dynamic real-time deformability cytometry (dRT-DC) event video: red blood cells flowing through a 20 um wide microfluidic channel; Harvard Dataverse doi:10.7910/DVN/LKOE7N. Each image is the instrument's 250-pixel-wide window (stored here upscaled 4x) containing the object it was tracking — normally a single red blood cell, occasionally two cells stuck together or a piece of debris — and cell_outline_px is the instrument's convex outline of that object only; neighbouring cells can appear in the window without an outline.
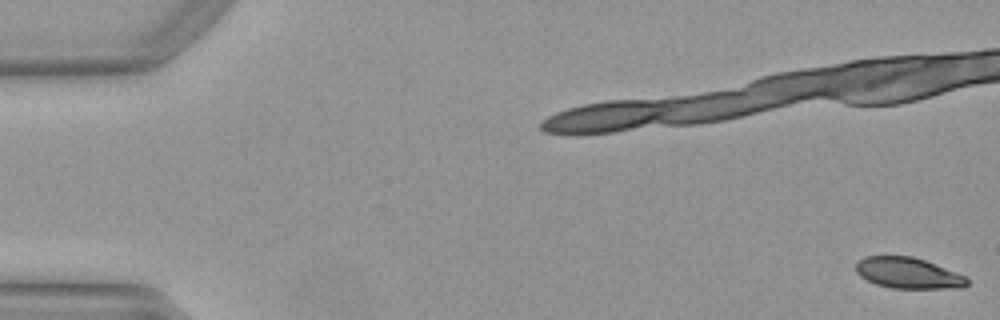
{"species": "Egyptian fruit bat (a non-hibernating species)", "species_latin": "Rousettus aegyptiacus", "temperature_condition": "warm", "stored_images_in_passage": 17, "camera_frame_rate_fps": 3000, "um_per_image_px": 0.085, "animal": {"sex": "female"}, "frame": {"image": 1, "passage_image": 1, "time_ms": 0.0, "image_size_px": [1000, 320], "cell_outline_px": [[968, 284], [964, 288], [892, 288], [876, 284], [860, 276], [856, 272], [856, 264], [864, 256], [912, 256], [924, 260], [968, 276]], "centroid_in_image_um": [77.22, 23.21], "position_along_channel_um": 7.8, "area_um2": 20.06}}